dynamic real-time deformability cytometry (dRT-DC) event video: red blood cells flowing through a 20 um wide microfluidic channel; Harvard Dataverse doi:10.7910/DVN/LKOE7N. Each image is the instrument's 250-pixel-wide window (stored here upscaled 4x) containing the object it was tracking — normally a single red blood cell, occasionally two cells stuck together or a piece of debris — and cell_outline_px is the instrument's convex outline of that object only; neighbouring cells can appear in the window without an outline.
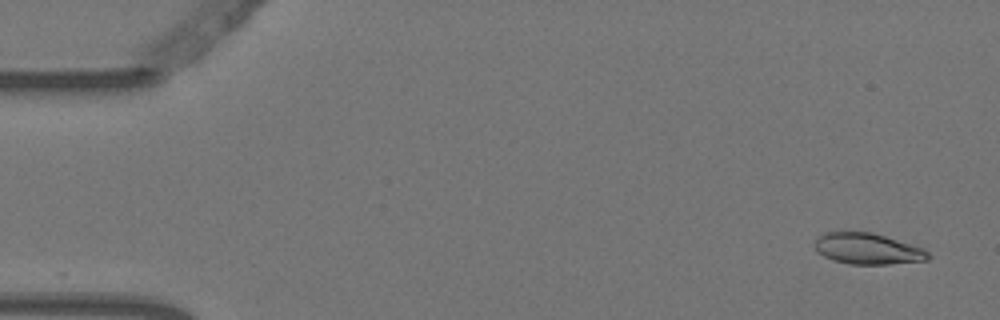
{"species": "Egyptian fruit bat (a non-hibernating species)", "species_latin": "Rousettus aegyptiacus", "temperature_condition": "warm", "stored_images_in_passage": 6, "camera_frame_rate_fps": 3000, "um_per_image_px": 0.085, "animal": {"sex": "female"}, "frame": {"image": 1, "passage_image": 1, "time_ms": 0.0, "image_size_px": [1000, 320], "cell_outline_px": [[932, 256], [928, 260], [888, 264], [848, 264], [832, 260], [816, 252], [812, 244], [816, 236], [824, 232], [872, 232], [924, 248]], "centroid_in_image_um": [73.7, 21.14], "position_along_channel_um": 11.3, "area_um2": 20.87}}
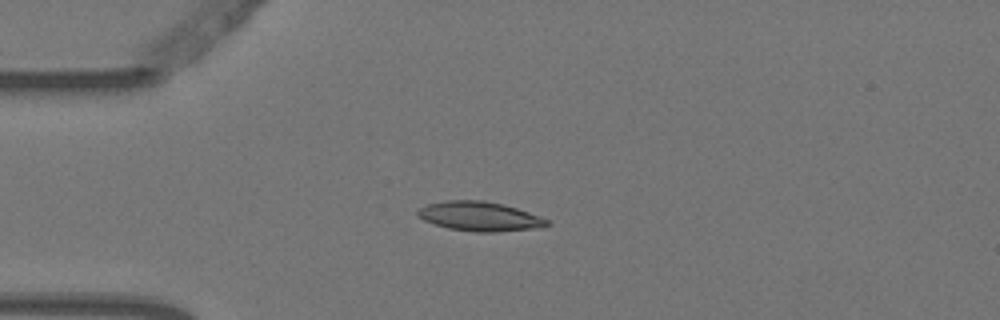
{"frame": {"image": 2, "passage_image": 4, "time_ms": 1.0, "image_size_px": [1000, 320], "cell_outline_px": [[552, 224], [544, 228], [492, 232], [476, 232], [448, 228], [432, 224], [424, 220], [416, 212], [420, 208], [428, 204], [448, 200], [484, 200], [504, 204], [540, 216], [548, 220]], "centroid_in_image_um": [40.82, 18.4], "position_along_channel_um": 44.2, "area_um2": 22.25}}
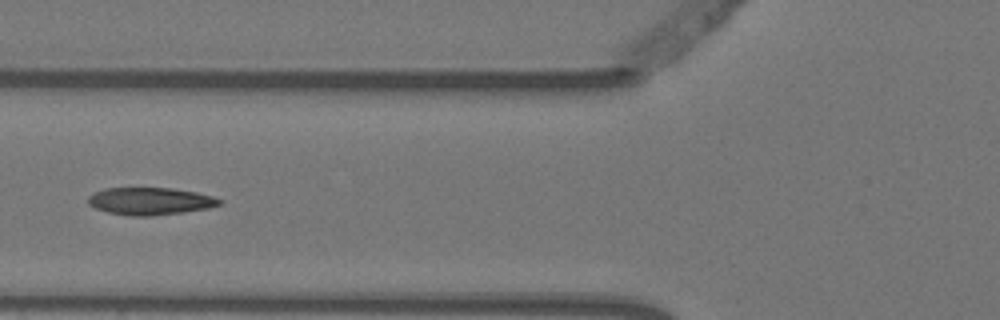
{"frame": {"image": 3, "passage_image": 6, "time_ms": 1.667, "image_size_px": [1000, 320], "cell_outline_px": [[224, 200], [220, 204], [208, 208], [184, 212], [152, 216], [132, 216], [108, 212], [96, 208], [88, 204], [88, 196], [104, 188], [172, 188], [196, 192], [212, 196]], "centroid_in_image_um": [12.78, 17.1], "position_along_channel_um": 113.0, "area_um2": 20.92}}